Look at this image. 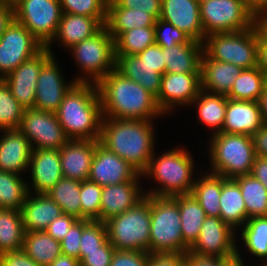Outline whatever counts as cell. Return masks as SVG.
Returning a JSON list of instances; mask_svg holds the SVG:
<instances>
[{
	"label": "cell",
	"mask_w": 267,
	"mask_h": 266,
	"mask_svg": "<svg viewBox=\"0 0 267 266\" xmlns=\"http://www.w3.org/2000/svg\"><path fill=\"white\" fill-rule=\"evenodd\" d=\"M103 118L153 120L164 115L156 97L116 69L98 84Z\"/></svg>",
	"instance_id": "6da1fadb"
},
{
	"label": "cell",
	"mask_w": 267,
	"mask_h": 266,
	"mask_svg": "<svg viewBox=\"0 0 267 266\" xmlns=\"http://www.w3.org/2000/svg\"><path fill=\"white\" fill-rule=\"evenodd\" d=\"M153 127L151 120L102 118L99 143L142 174L154 154Z\"/></svg>",
	"instance_id": "7a4b0ae2"
},
{
	"label": "cell",
	"mask_w": 267,
	"mask_h": 266,
	"mask_svg": "<svg viewBox=\"0 0 267 266\" xmlns=\"http://www.w3.org/2000/svg\"><path fill=\"white\" fill-rule=\"evenodd\" d=\"M55 114L69 139L99 140L103 116L97 84L76 82Z\"/></svg>",
	"instance_id": "3957f363"
},
{
	"label": "cell",
	"mask_w": 267,
	"mask_h": 266,
	"mask_svg": "<svg viewBox=\"0 0 267 266\" xmlns=\"http://www.w3.org/2000/svg\"><path fill=\"white\" fill-rule=\"evenodd\" d=\"M152 155L148 168L142 176H149L155 179L160 187L156 190L150 189L146 195L157 197H175L178 195L191 194L194 179L192 178L194 162L190 153L183 148L168 150L158 158Z\"/></svg>",
	"instance_id": "277c9868"
},
{
	"label": "cell",
	"mask_w": 267,
	"mask_h": 266,
	"mask_svg": "<svg viewBox=\"0 0 267 266\" xmlns=\"http://www.w3.org/2000/svg\"><path fill=\"white\" fill-rule=\"evenodd\" d=\"M210 140V173L225 178L251 174L256 154L250 135L220 132Z\"/></svg>",
	"instance_id": "5b68a950"
},
{
	"label": "cell",
	"mask_w": 267,
	"mask_h": 266,
	"mask_svg": "<svg viewBox=\"0 0 267 266\" xmlns=\"http://www.w3.org/2000/svg\"><path fill=\"white\" fill-rule=\"evenodd\" d=\"M150 224L151 195L105 222L108 240L116 250L144 252L149 249Z\"/></svg>",
	"instance_id": "8992f818"
},
{
	"label": "cell",
	"mask_w": 267,
	"mask_h": 266,
	"mask_svg": "<svg viewBox=\"0 0 267 266\" xmlns=\"http://www.w3.org/2000/svg\"><path fill=\"white\" fill-rule=\"evenodd\" d=\"M184 245L178 196L151 195V224L148 253H186Z\"/></svg>",
	"instance_id": "52a82bcc"
},
{
	"label": "cell",
	"mask_w": 267,
	"mask_h": 266,
	"mask_svg": "<svg viewBox=\"0 0 267 266\" xmlns=\"http://www.w3.org/2000/svg\"><path fill=\"white\" fill-rule=\"evenodd\" d=\"M259 34L255 24L246 30L210 34L203 41L204 52L242 69L257 67Z\"/></svg>",
	"instance_id": "ba28073f"
},
{
	"label": "cell",
	"mask_w": 267,
	"mask_h": 266,
	"mask_svg": "<svg viewBox=\"0 0 267 266\" xmlns=\"http://www.w3.org/2000/svg\"><path fill=\"white\" fill-rule=\"evenodd\" d=\"M69 51L82 69L81 72H84L81 77L74 79L76 82L98 84L108 73L116 69L115 40L105 25L96 34L74 45Z\"/></svg>",
	"instance_id": "9c48e42d"
},
{
	"label": "cell",
	"mask_w": 267,
	"mask_h": 266,
	"mask_svg": "<svg viewBox=\"0 0 267 266\" xmlns=\"http://www.w3.org/2000/svg\"><path fill=\"white\" fill-rule=\"evenodd\" d=\"M200 20L204 39L214 33L235 32L251 28L255 17L244 0H203L200 2Z\"/></svg>",
	"instance_id": "30bf717a"
},
{
	"label": "cell",
	"mask_w": 267,
	"mask_h": 266,
	"mask_svg": "<svg viewBox=\"0 0 267 266\" xmlns=\"http://www.w3.org/2000/svg\"><path fill=\"white\" fill-rule=\"evenodd\" d=\"M63 11L59 0H18L15 20L46 47L55 37Z\"/></svg>",
	"instance_id": "8fae6325"
},
{
	"label": "cell",
	"mask_w": 267,
	"mask_h": 266,
	"mask_svg": "<svg viewBox=\"0 0 267 266\" xmlns=\"http://www.w3.org/2000/svg\"><path fill=\"white\" fill-rule=\"evenodd\" d=\"M18 130L29 140L32 149H61L70 139L66 136L56 114L25 109Z\"/></svg>",
	"instance_id": "7c38bea8"
},
{
	"label": "cell",
	"mask_w": 267,
	"mask_h": 266,
	"mask_svg": "<svg viewBox=\"0 0 267 266\" xmlns=\"http://www.w3.org/2000/svg\"><path fill=\"white\" fill-rule=\"evenodd\" d=\"M44 46L15 19L0 37V78L4 79Z\"/></svg>",
	"instance_id": "4fadbf2b"
},
{
	"label": "cell",
	"mask_w": 267,
	"mask_h": 266,
	"mask_svg": "<svg viewBox=\"0 0 267 266\" xmlns=\"http://www.w3.org/2000/svg\"><path fill=\"white\" fill-rule=\"evenodd\" d=\"M235 230L220 217L207 216L190 251L209 256L229 258L237 254Z\"/></svg>",
	"instance_id": "5bb4252c"
},
{
	"label": "cell",
	"mask_w": 267,
	"mask_h": 266,
	"mask_svg": "<svg viewBox=\"0 0 267 266\" xmlns=\"http://www.w3.org/2000/svg\"><path fill=\"white\" fill-rule=\"evenodd\" d=\"M53 54L47 47H43L3 79L9 86L12 95L24 109L34 108L38 76L42 65Z\"/></svg>",
	"instance_id": "9a60e30c"
},
{
	"label": "cell",
	"mask_w": 267,
	"mask_h": 266,
	"mask_svg": "<svg viewBox=\"0 0 267 266\" xmlns=\"http://www.w3.org/2000/svg\"><path fill=\"white\" fill-rule=\"evenodd\" d=\"M200 91L201 73H164L156 101L162 113L166 114L178 104L192 105Z\"/></svg>",
	"instance_id": "2e32d148"
},
{
	"label": "cell",
	"mask_w": 267,
	"mask_h": 266,
	"mask_svg": "<svg viewBox=\"0 0 267 266\" xmlns=\"http://www.w3.org/2000/svg\"><path fill=\"white\" fill-rule=\"evenodd\" d=\"M140 173L100 143L96 145L88 180L101 187L134 180Z\"/></svg>",
	"instance_id": "e0dca14e"
},
{
	"label": "cell",
	"mask_w": 267,
	"mask_h": 266,
	"mask_svg": "<svg viewBox=\"0 0 267 266\" xmlns=\"http://www.w3.org/2000/svg\"><path fill=\"white\" fill-rule=\"evenodd\" d=\"M52 55L43 65L38 76L34 108L55 113L65 94L76 83L72 80L66 83L61 70Z\"/></svg>",
	"instance_id": "ac0fdd59"
},
{
	"label": "cell",
	"mask_w": 267,
	"mask_h": 266,
	"mask_svg": "<svg viewBox=\"0 0 267 266\" xmlns=\"http://www.w3.org/2000/svg\"><path fill=\"white\" fill-rule=\"evenodd\" d=\"M160 19L182 30L191 39L203 43L200 2L197 0H162Z\"/></svg>",
	"instance_id": "d6986e66"
},
{
	"label": "cell",
	"mask_w": 267,
	"mask_h": 266,
	"mask_svg": "<svg viewBox=\"0 0 267 266\" xmlns=\"http://www.w3.org/2000/svg\"><path fill=\"white\" fill-rule=\"evenodd\" d=\"M140 177H143L142 174L132 181L102 187L100 213L97 221L105 223L110 218L134 207L146 196L145 193H141L142 190L139 188Z\"/></svg>",
	"instance_id": "ffe728a7"
},
{
	"label": "cell",
	"mask_w": 267,
	"mask_h": 266,
	"mask_svg": "<svg viewBox=\"0 0 267 266\" xmlns=\"http://www.w3.org/2000/svg\"><path fill=\"white\" fill-rule=\"evenodd\" d=\"M99 140L70 139L59 150L63 177L88 180L94 151Z\"/></svg>",
	"instance_id": "44dd1931"
},
{
	"label": "cell",
	"mask_w": 267,
	"mask_h": 266,
	"mask_svg": "<svg viewBox=\"0 0 267 266\" xmlns=\"http://www.w3.org/2000/svg\"><path fill=\"white\" fill-rule=\"evenodd\" d=\"M32 193H46L63 177L59 149H32L29 161Z\"/></svg>",
	"instance_id": "7402d4cb"
},
{
	"label": "cell",
	"mask_w": 267,
	"mask_h": 266,
	"mask_svg": "<svg viewBox=\"0 0 267 266\" xmlns=\"http://www.w3.org/2000/svg\"><path fill=\"white\" fill-rule=\"evenodd\" d=\"M265 124L258 101L227 98L222 132L252 136Z\"/></svg>",
	"instance_id": "603a6c76"
},
{
	"label": "cell",
	"mask_w": 267,
	"mask_h": 266,
	"mask_svg": "<svg viewBox=\"0 0 267 266\" xmlns=\"http://www.w3.org/2000/svg\"><path fill=\"white\" fill-rule=\"evenodd\" d=\"M0 171L21 174L29 168L32 147L29 140L18 130H1Z\"/></svg>",
	"instance_id": "cb8c5ba5"
},
{
	"label": "cell",
	"mask_w": 267,
	"mask_h": 266,
	"mask_svg": "<svg viewBox=\"0 0 267 266\" xmlns=\"http://www.w3.org/2000/svg\"><path fill=\"white\" fill-rule=\"evenodd\" d=\"M20 211L25 232L45 231L54 219L63 214L61 207L48 195L31 192L28 193Z\"/></svg>",
	"instance_id": "d4e9b609"
},
{
	"label": "cell",
	"mask_w": 267,
	"mask_h": 266,
	"mask_svg": "<svg viewBox=\"0 0 267 266\" xmlns=\"http://www.w3.org/2000/svg\"><path fill=\"white\" fill-rule=\"evenodd\" d=\"M242 70L232 63L212 59L204 52L201 60V90L227 95Z\"/></svg>",
	"instance_id": "484cf974"
},
{
	"label": "cell",
	"mask_w": 267,
	"mask_h": 266,
	"mask_svg": "<svg viewBox=\"0 0 267 266\" xmlns=\"http://www.w3.org/2000/svg\"><path fill=\"white\" fill-rule=\"evenodd\" d=\"M104 25L97 19L89 16L63 13L55 37L46 46L51 50L53 41H60L61 46L70 49L79 42L96 34Z\"/></svg>",
	"instance_id": "4316f807"
},
{
	"label": "cell",
	"mask_w": 267,
	"mask_h": 266,
	"mask_svg": "<svg viewBox=\"0 0 267 266\" xmlns=\"http://www.w3.org/2000/svg\"><path fill=\"white\" fill-rule=\"evenodd\" d=\"M165 73H201L203 43L190 39L171 48L162 47Z\"/></svg>",
	"instance_id": "83f0119b"
},
{
	"label": "cell",
	"mask_w": 267,
	"mask_h": 266,
	"mask_svg": "<svg viewBox=\"0 0 267 266\" xmlns=\"http://www.w3.org/2000/svg\"><path fill=\"white\" fill-rule=\"evenodd\" d=\"M116 70L123 76L139 83L155 97L158 96L162 74L137 55H116Z\"/></svg>",
	"instance_id": "f1b7e54d"
},
{
	"label": "cell",
	"mask_w": 267,
	"mask_h": 266,
	"mask_svg": "<svg viewBox=\"0 0 267 266\" xmlns=\"http://www.w3.org/2000/svg\"><path fill=\"white\" fill-rule=\"evenodd\" d=\"M156 19L147 12L119 7L113 0L107 2L106 28L115 40L122 32L133 28L155 26Z\"/></svg>",
	"instance_id": "f546056e"
},
{
	"label": "cell",
	"mask_w": 267,
	"mask_h": 266,
	"mask_svg": "<svg viewBox=\"0 0 267 266\" xmlns=\"http://www.w3.org/2000/svg\"><path fill=\"white\" fill-rule=\"evenodd\" d=\"M220 218L235 231L247 221L246 206L241 189L233 178L222 176L220 195Z\"/></svg>",
	"instance_id": "4dcf8cb0"
},
{
	"label": "cell",
	"mask_w": 267,
	"mask_h": 266,
	"mask_svg": "<svg viewBox=\"0 0 267 266\" xmlns=\"http://www.w3.org/2000/svg\"><path fill=\"white\" fill-rule=\"evenodd\" d=\"M178 206L183 242L190 249L196 242L207 216L192 194L178 195Z\"/></svg>",
	"instance_id": "1f68e13d"
},
{
	"label": "cell",
	"mask_w": 267,
	"mask_h": 266,
	"mask_svg": "<svg viewBox=\"0 0 267 266\" xmlns=\"http://www.w3.org/2000/svg\"><path fill=\"white\" fill-rule=\"evenodd\" d=\"M198 106V120L201 124L212 128L213 134L222 132L227 108V96L212 94L201 90L193 100L192 105Z\"/></svg>",
	"instance_id": "d6a6232c"
},
{
	"label": "cell",
	"mask_w": 267,
	"mask_h": 266,
	"mask_svg": "<svg viewBox=\"0 0 267 266\" xmlns=\"http://www.w3.org/2000/svg\"><path fill=\"white\" fill-rule=\"evenodd\" d=\"M22 250L42 266H48L62 254L60 242L46 231L25 232Z\"/></svg>",
	"instance_id": "836d02e7"
},
{
	"label": "cell",
	"mask_w": 267,
	"mask_h": 266,
	"mask_svg": "<svg viewBox=\"0 0 267 266\" xmlns=\"http://www.w3.org/2000/svg\"><path fill=\"white\" fill-rule=\"evenodd\" d=\"M201 176L194 181L191 194L201 205L206 216L220 217V195L222 176L212 173Z\"/></svg>",
	"instance_id": "e575fe53"
},
{
	"label": "cell",
	"mask_w": 267,
	"mask_h": 266,
	"mask_svg": "<svg viewBox=\"0 0 267 266\" xmlns=\"http://www.w3.org/2000/svg\"><path fill=\"white\" fill-rule=\"evenodd\" d=\"M24 234L21 211L0 208V254L21 250Z\"/></svg>",
	"instance_id": "d590c367"
},
{
	"label": "cell",
	"mask_w": 267,
	"mask_h": 266,
	"mask_svg": "<svg viewBox=\"0 0 267 266\" xmlns=\"http://www.w3.org/2000/svg\"><path fill=\"white\" fill-rule=\"evenodd\" d=\"M239 185L246 206L247 218L267 216V190L251 174L233 178Z\"/></svg>",
	"instance_id": "8d00e7d4"
},
{
	"label": "cell",
	"mask_w": 267,
	"mask_h": 266,
	"mask_svg": "<svg viewBox=\"0 0 267 266\" xmlns=\"http://www.w3.org/2000/svg\"><path fill=\"white\" fill-rule=\"evenodd\" d=\"M266 84L267 77L258 67L243 69L226 96L232 100L258 101Z\"/></svg>",
	"instance_id": "74e56055"
},
{
	"label": "cell",
	"mask_w": 267,
	"mask_h": 266,
	"mask_svg": "<svg viewBox=\"0 0 267 266\" xmlns=\"http://www.w3.org/2000/svg\"><path fill=\"white\" fill-rule=\"evenodd\" d=\"M17 173L0 171V208L21 210L31 189Z\"/></svg>",
	"instance_id": "f35d334b"
},
{
	"label": "cell",
	"mask_w": 267,
	"mask_h": 266,
	"mask_svg": "<svg viewBox=\"0 0 267 266\" xmlns=\"http://www.w3.org/2000/svg\"><path fill=\"white\" fill-rule=\"evenodd\" d=\"M80 185V181L62 177L45 194L61 207L63 213L81 219Z\"/></svg>",
	"instance_id": "ab89813d"
},
{
	"label": "cell",
	"mask_w": 267,
	"mask_h": 266,
	"mask_svg": "<svg viewBox=\"0 0 267 266\" xmlns=\"http://www.w3.org/2000/svg\"><path fill=\"white\" fill-rule=\"evenodd\" d=\"M241 228L245 248L253 256L266 258L263 266H267V216L249 218Z\"/></svg>",
	"instance_id": "60d3db41"
},
{
	"label": "cell",
	"mask_w": 267,
	"mask_h": 266,
	"mask_svg": "<svg viewBox=\"0 0 267 266\" xmlns=\"http://www.w3.org/2000/svg\"><path fill=\"white\" fill-rule=\"evenodd\" d=\"M155 44V27L133 28L122 32L115 39L116 55H137L145 48Z\"/></svg>",
	"instance_id": "b9f144b4"
},
{
	"label": "cell",
	"mask_w": 267,
	"mask_h": 266,
	"mask_svg": "<svg viewBox=\"0 0 267 266\" xmlns=\"http://www.w3.org/2000/svg\"><path fill=\"white\" fill-rule=\"evenodd\" d=\"M24 110L2 79L0 81V131L18 129Z\"/></svg>",
	"instance_id": "7bdbcfd3"
},
{
	"label": "cell",
	"mask_w": 267,
	"mask_h": 266,
	"mask_svg": "<svg viewBox=\"0 0 267 266\" xmlns=\"http://www.w3.org/2000/svg\"><path fill=\"white\" fill-rule=\"evenodd\" d=\"M63 13L97 18L106 24L108 0H59Z\"/></svg>",
	"instance_id": "ee69618b"
},
{
	"label": "cell",
	"mask_w": 267,
	"mask_h": 266,
	"mask_svg": "<svg viewBox=\"0 0 267 266\" xmlns=\"http://www.w3.org/2000/svg\"><path fill=\"white\" fill-rule=\"evenodd\" d=\"M102 187L90 180L80 185L81 219L98 220L101 206Z\"/></svg>",
	"instance_id": "f6af8a7d"
},
{
	"label": "cell",
	"mask_w": 267,
	"mask_h": 266,
	"mask_svg": "<svg viewBox=\"0 0 267 266\" xmlns=\"http://www.w3.org/2000/svg\"><path fill=\"white\" fill-rule=\"evenodd\" d=\"M107 240V229L104 222L83 219L80 251L98 250Z\"/></svg>",
	"instance_id": "bcb514c9"
},
{
	"label": "cell",
	"mask_w": 267,
	"mask_h": 266,
	"mask_svg": "<svg viewBox=\"0 0 267 266\" xmlns=\"http://www.w3.org/2000/svg\"><path fill=\"white\" fill-rule=\"evenodd\" d=\"M155 44L171 48L177 44L187 43L191 38L171 23L157 19L155 23Z\"/></svg>",
	"instance_id": "7dc6e473"
},
{
	"label": "cell",
	"mask_w": 267,
	"mask_h": 266,
	"mask_svg": "<svg viewBox=\"0 0 267 266\" xmlns=\"http://www.w3.org/2000/svg\"><path fill=\"white\" fill-rule=\"evenodd\" d=\"M115 250L107 240L98 250L80 251V266H110Z\"/></svg>",
	"instance_id": "c3c4849f"
},
{
	"label": "cell",
	"mask_w": 267,
	"mask_h": 266,
	"mask_svg": "<svg viewBox=\"0 0 267 266\" xmlns=\"http://www.w3.org/2000/svg\"><path fill=\"white\" fill-rule=\"evenodd\" d=\"M83 231V219H78L60 241L62 255L77 258L80 261V239Z\"/></svg>",
	"instance_id": "681fc988"
},
{
	"label": "cell",
	"mask_w": 267,
	"mask_h": 266,
	"mask_svg": "<svg viewBox=\"0 0 267 266\" xmlns=\"http://www.w3.org/2000/svg\"><path fill=\"white\" fill-rule=\"evenodd\" d=\"M148 252L115 250L110 266H147Z\"/></svg>",
	"instance_id": "f907efd6"
},
{
	"label": "cell",
	"mask_w": 267,
	"mask_h": 266,
	"mask_svg": "<svg viewBox=\"0 0 267 266\" xmlns=\"http://www.w3.org/2000/svg\"><path fill=\"white\" fill-rule=\"evenodd\" d=\"M119 7L132 9L136 11L147 12L156 20L161 15L162 0H113Z\"/></svg>",
	"instance_id": "816d5d0a"
},
{
	"label": "cell",
	"mask_w": 267,
	"mask_h": 266,
	"mask_svg": "<svg viewBox=\"0 0 267 266\" xmlns=\"http://www.w3.org/2000/svg\"><path fill=\"white\" fill-rule=\"evenodd\" d=\"M77 220L76 217L63 213L58 218L54 219L45 231L60 242Z\"/></svg>",
	"instance_id": "f5cc1de1"
},
{
	"label": "cell",
	"mask_w": 267,
	"mask_h": 266,
	"mask_svg": "<svg viewBox=\"0 0 267 266\" xmlns=\"http://www.w3.org/2000/svg\"><path fill=\"white\" fill-rule=\"evenodd\" d=\"M147 266H185V253H148Z\"/></svg>",
	"instance_id": "db71d44e"
},
{
	"label": "cell",
	"mask_w": 267,
	"mask_h": 266,
	"mask_svg": "<svg viewBox=\"0 0 267 266\" xmlns=\"http://www.w3.org/2000/svg\"><path fill=\"white\" fill-rule=\"evenodd\" d=\"M137 56L144 60L145 63L149 64L150 66L154 67L156 71L160 74L165 73V62H164V55L162 53V47L157 44L151 45L141 51Z\"/></svg>",
	"instance_id": "11a10c76"
},
{
	"label": "cell",
	"mask_w": 267,
	"mask_h": 266,
	"mask_svg": "<svg viewBox=\"0 0 267 266\" xmlns=\"http://www.w3.org/2000/svg\"><path fill=\"white\" fill-rule=\"evenodd\" d=\"M0 266H42L31 259L22 249L0 254Z\"/></svg>",
	"instance_id": "9f6ffc18"
},
{
	"label": "cell",
	"mask_w": 267,
	"mask_h": 266,
	"mask_svg": "<svg viewBox=\"0 0 267 266\" xmlns=\"http://www.w3.org/2000/svg\"><path fill=\"white\" fill-rule=\"evenodd\" d=\"M226 258L200 255L190 250L185 253V266H222Z\"/></svg>",
	"instance_id": "6f0895ef"
},
{
	"label": "cell",
	"mask_w": 267,
	"mask_h": 266,
	"mask_svg": "<svg viewBox=\"0 0 267 266\" xmlns=\"http://www.w3.org/2000/svg\"><path fill=\"white\" fill-rule=\"evenodd\" d=\"M251 137L256 156L267 158V123Z\"/></svg>",
	"instance_id": "680465c9"
},
{
	"label": "cell",
	"mask_w": 267,
	"mask_h": 266,
	"mask_svg": "<svg viewBox=\"0 0 267 266\" xmlns=\"http://www.w3.org/2000/svg\"><path fill=\"white\" fill-rule=\"evenodd\" d=\"M251 175L259 180L267 190V158L256 156Z\"/></svg>",
	"instance_id": "91938a15"
},
{
	"label": "cell",
	"mask_w": 267,
	"mask_h": 266,
	"mask_svg": "<svg viewBox=\"0 0 267 266\" xmlns=\"http://www.w3.org/2000/svg\"><path fill=\"white\" fill-rule=\"evenodd\" d=\"M14 19V5L2 2L0 4V37Z\"/></svg>",
	"instance_id": "94428289"
},
{
	"label": "cell",
	"mask_w": 267,
	"mask_h": 266,
	"mask_svg": "<svg viewBox=\"0 0 267 266\" xmlns=\"http://www.w3.org/2000/svg\"><path fill=\"white\" fill-rule=\"evenodd\" d=\"M257 67L267 77V41H265L259 34Z\"/></svg>",
	"instance_id": "6125c7cd"
},
{
	"label": "cell",
	"mask_w": 267,
	"mask_h": 266,
	"mask_svg": "<svg viewBox=\"0 0 267 266\" xmlns=\"http://www.w3.org/2000/svg\"><path fill=\"white\" fill-rule=\"evenodd\" d=\"M248 11L256 18L267 10V0H244Z\"/></svg>",
	"instance_id": "be15d7a7"
},
{
	"label": "cell",
	"mask_w": 267,
	"mask_h": 266,
	"mask_svg": "<svg viewBox=\"0 0 267 266\" xmlns=\"http://www.w3.org/2000/svg\"><path fill=\"white\" fill-rule=\"evenodd\" d=\"M48 266H80V261L77 258L61 254Z\"/></svg>",
	"instance_id": "e7e4bbea"
},
{
	"label": "cell",
	"mask_w": 267,
	"mask_h": 266,
	"mask_svg": "<svg viewBox=\"0 0 267 266\" xmlns=\"http://www.w3.org/2000/svg\"><path fill=\"white\" fill-rule=\"evenodd\" d=\"M258 104L263 120L265 123H267V84L265 85V88L259 97Z\"/></svg>",
	"instance_id": "03108f58"
},
{
	"label": "cell",
	"mask_w": 267,
	"mask_h": 266,
	"mask_svg": "<svg viewBox=\"0 0 267 266\" xmlns=\"http://www.w3.org/2000/svg\"><path fill=\"white\" fill-rule=\"evenodd\" d=\"M255 25L260 33V36L267 41V18H255Z\"/></svg>",
	"instance_id": "003e7915"
},
{
	"label": "cell",
	"mask_w": 267,
	"mask_h": 266,
	"mask_svg": "<svg viewBox=\"0 0 267 266\" xmlns=\"http://www.w3.org/2000/svg\"><path fill=\"white\" fill-rule=\"evenodd\" d=\"M243 263L244 261L242 260L239 251H237V254H235L234 256L226 258L222 266H246Z\"/></svg>",
	"instance_id": "a7ac6f4b"
},
{
	"label": "cell",
	"mask_w": 267,
	"mask_h": 266,
	"mask_svg": "<svg viewBox=\"0 0 267 266\" xmlns=\"http://www.w3.org/2000/svg\"><path fill=\"white\" fill-rule=\"evenodd\" d=\"M0 1L3 3H9V4L14 5L18 0H0Z\"/></svg>",
	"instance_id": "89a4df30"
},
{
	"label": "cell",
	"mask_w": 267,
	"mask_h": 266,
	"mask_svg": "<svg viewBox=\"0 0 267 266\" xmlns=\"http://www.w3.org/2000/svg\"><path fill=\"white\" fill-rule=\"evenodd\" d=\"M256 18H267V10Z\"/></svg>",
	"instance_id": "2644e50d"
}]
</instances>
